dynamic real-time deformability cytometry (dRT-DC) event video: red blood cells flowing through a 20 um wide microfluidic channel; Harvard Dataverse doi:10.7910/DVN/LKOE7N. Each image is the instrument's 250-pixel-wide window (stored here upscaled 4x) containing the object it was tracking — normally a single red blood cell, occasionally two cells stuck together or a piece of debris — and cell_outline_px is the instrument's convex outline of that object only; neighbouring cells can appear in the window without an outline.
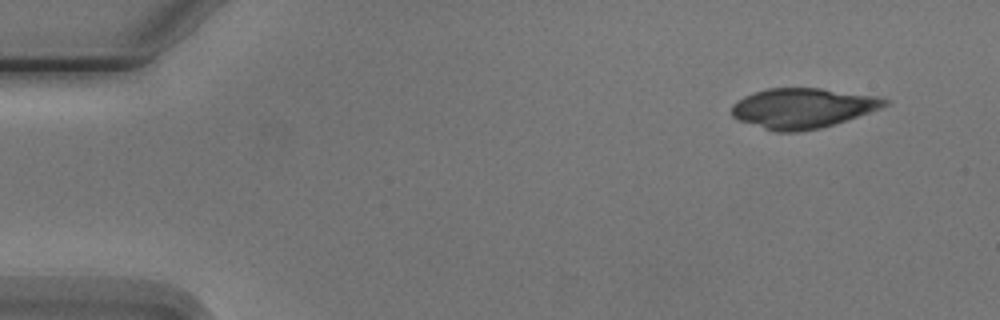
{"species": "Egyptian fruit bat (a non-hibernating species)", "species_latin": "Rousettus aegyptiacus", "temperature_condition": "cold", "stored_images_in_passage": 4, "camera_frame_rate_fps": 3000, "um_per_image_px": 0.085, "animal": {"sex": "male"}, "frame": {"image": 1, "passage_image": 1, "time_ms": 0.0, "image_size_px": [1000, 320], "cell_outline_px": [[888, 104], [880, 108], [820, 128], [800, 132], [776, 132], [740, 120], [732, 116], [732, 104], [744, 96], [768, 88], [820, 88], [876, 96], [888, 100]], "centroid_in_image_um": [68.19, 9.19], "position_along_channel_um": 16.8, "area_um2": 35.14}}